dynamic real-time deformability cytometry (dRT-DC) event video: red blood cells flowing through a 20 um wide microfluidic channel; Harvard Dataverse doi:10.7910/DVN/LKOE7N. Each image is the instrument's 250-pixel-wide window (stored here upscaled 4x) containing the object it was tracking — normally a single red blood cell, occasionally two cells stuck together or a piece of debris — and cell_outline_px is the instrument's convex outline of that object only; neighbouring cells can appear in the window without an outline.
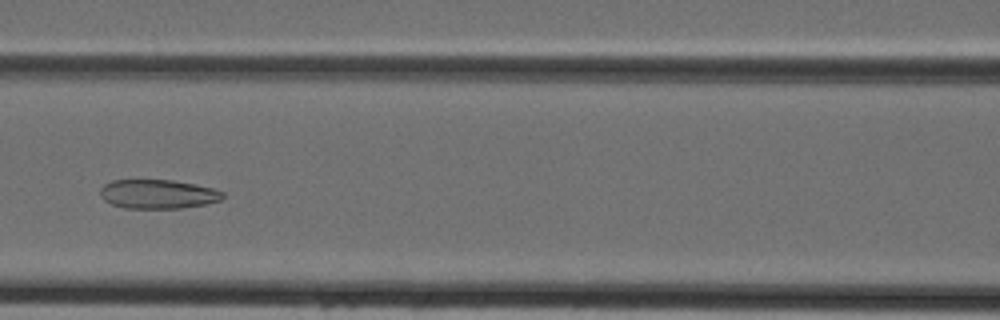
{"species": "Egyptian fruit bat (a non-hibernating species)", "species_latin": "Rousettus aegyptiacus", "temperature_condition": "cold", "stored_images_in_passage": 34, "camera_frame_rate_fps": 3000, "um_per_image_px": 0.085, "animal": {"sex": "female"}, "frame": {"image": 1, "passage_image": 14, "time_ms": 4.333, "image_size_px": [1000, 320], "cell_outline_px": [[224, 196], [220, 200], [204, 204], [180, 208], [124, 208], [112, 204], [104, 200], [100, 196], [100, 188], [104, 184], [112, 180], [172, 180], [212, 188], [224, 192]], "centroid_in_image_um": [13.38, 16.49], "position_along_channel_um": 153.2, "area_um2": 20.63}}
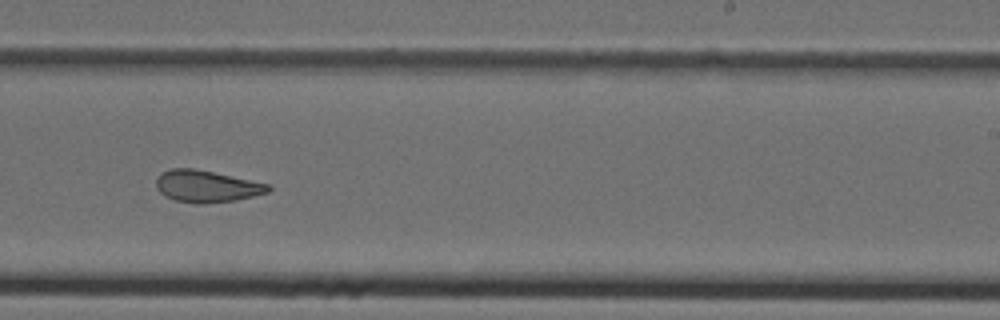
{"frame": {"image": 2, "passage_image": 22, "time_ms": 7.0, "image_size_px": [1000, 320], "cell_outline_px": [[272, 188], [268, 192], [236, 200], [204, 204], [196, 204], [176, 200], [164, 196], [156, 188], [156, 180], [164, 172], [172, 168], [192, 168], [212, 172], [268, 184]], "centroid_in_image_um": [17.54, 15.85], "position_along_channel_um": 271.5, "area_um2": 20.52}}
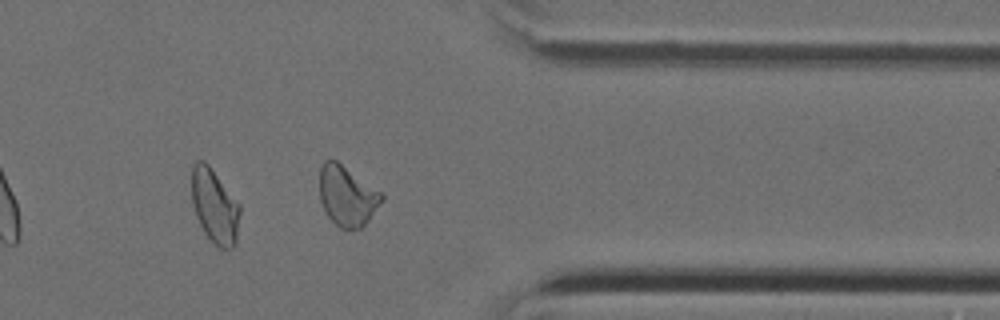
{"frame": {"image": 3, "passage_image": 30, "time_ms": 9.667, "image_size_px": [1000, 320], "cell_outline_px": [[384, 200], [368, 220], [360, 228], [340, 228], [328, 216], [320, 200], [320, 168], [324, 160], [336, 160], [380, 192], [384, 196]], "centroid_in_image_um": [29.49, 16.65], "position_along_channel_um": 381.9, "area_um2": 21.27}}